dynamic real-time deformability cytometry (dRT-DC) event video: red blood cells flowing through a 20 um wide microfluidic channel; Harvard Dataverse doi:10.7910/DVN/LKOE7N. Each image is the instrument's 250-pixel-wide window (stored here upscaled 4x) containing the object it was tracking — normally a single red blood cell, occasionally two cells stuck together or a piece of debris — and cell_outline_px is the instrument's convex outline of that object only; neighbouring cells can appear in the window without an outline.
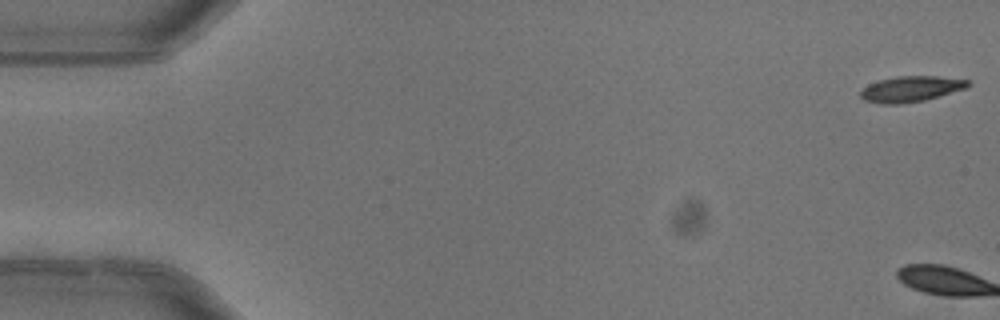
{"species": "common noctule bat (a hibernating species)", "species_latin": "Nyctalus noctula", "temperature_condition": "warm", "stored_images_in_passage": 5, "camera_frame_rate_fps": 3000, "um_per_image_px": 0.085, "animal": {"sex": "female"}, "frame": {"image": 1, "passage_image": 1, "time_ms": 0.0, "image_size_px": [1000, 320], "cell_outline_px": [[972, 84], [964, 88], [924, 100], [900, 104], [880, 104], [864, 100], [860, 96], [860, 92], [868, 84], [880, 80], [900, 76], [936, 76], [968, 80]], "centroid_in_image_um": [77.39, 7.56], "position_along_channel_um": 7.6, "area_um2": 15.84}}